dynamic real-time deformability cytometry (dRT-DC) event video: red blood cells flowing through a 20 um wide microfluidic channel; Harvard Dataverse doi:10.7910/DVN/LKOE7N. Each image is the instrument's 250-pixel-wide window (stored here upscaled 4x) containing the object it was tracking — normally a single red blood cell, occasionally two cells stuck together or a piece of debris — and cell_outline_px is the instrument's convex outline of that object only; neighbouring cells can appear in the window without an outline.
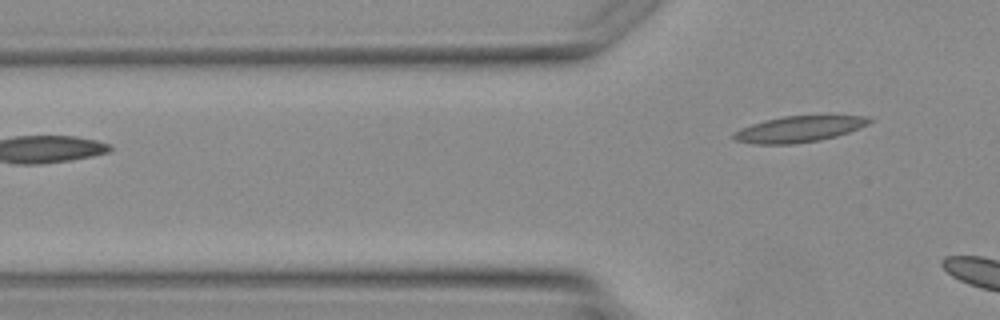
{"species": "Egyptian fruit bat (a non-hibernating species)", "species_latin": "Rousettus aegyptiacus", "temperature_condition": "warm", "stored_images_in_passage": 3, "camera_frame_rate_fps": 3000, "um_per_image_px": 0.085, "animal": {"sex": "female"}, "frame": {"image": 1, "passage_image": 3, "time_ms": 2.333, "image_size_px": [1000, 320], "cell_outline_px": [[872, 120], [868, 124], [860, 128], [836, 136], [816, 140], [792, 144], [752, 144], [736, 140], [732, 136], [732, 132], [740, 128], [764, 120], [784, 116], [864, 116]], "centroid_in_image_um": [67.85, 10.98], "position_along_channel_um": 58.0, "area_um2": 20.35}}